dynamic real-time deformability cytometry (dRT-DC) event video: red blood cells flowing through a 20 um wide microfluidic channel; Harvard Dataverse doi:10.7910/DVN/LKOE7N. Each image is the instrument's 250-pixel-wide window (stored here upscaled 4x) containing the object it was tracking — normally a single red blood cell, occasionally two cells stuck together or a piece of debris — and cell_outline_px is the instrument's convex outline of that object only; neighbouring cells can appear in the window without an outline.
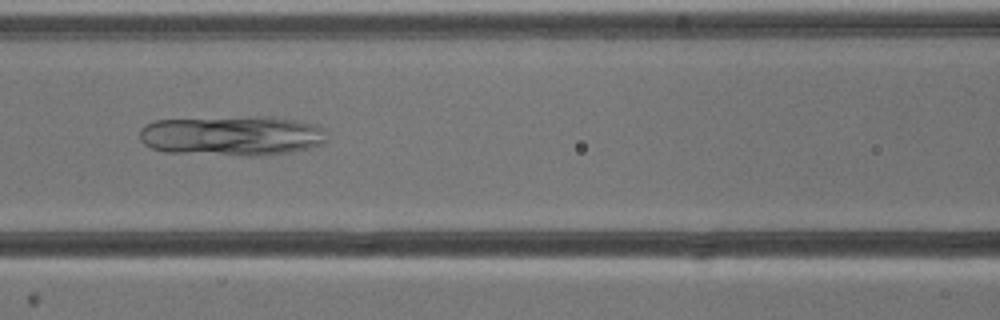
{"species": "common noctule bat (a hibernating species)", "species_latin": "Nyctalus noctula", "temperature_condition": "cold", "stored_images_in_passage": 7, "camera_frame_rate_fps": 3000, "um_per_image_px": 0.085, "animal": {"sex": "male", "body_mass_g": 13.3}, "frame": {"image": 1, "passage_image": 7, "time_ms": 6.667, "image_size_px": [1000, 320], "cell_outline_px": [[324, 144], [292, 152], [264, 156], [244, 156], [164, 152], [152, 148], [144, 144], [140, 140], [140, 128], [144, 124], [156, 120], [256, 116], [272, 116], [296, 120], [316, 124], [324, 128]], "centroid_in_image_um": [19.72, 11.54], "position_along_channel_um": 146.9, "area_um2": 44.22}}